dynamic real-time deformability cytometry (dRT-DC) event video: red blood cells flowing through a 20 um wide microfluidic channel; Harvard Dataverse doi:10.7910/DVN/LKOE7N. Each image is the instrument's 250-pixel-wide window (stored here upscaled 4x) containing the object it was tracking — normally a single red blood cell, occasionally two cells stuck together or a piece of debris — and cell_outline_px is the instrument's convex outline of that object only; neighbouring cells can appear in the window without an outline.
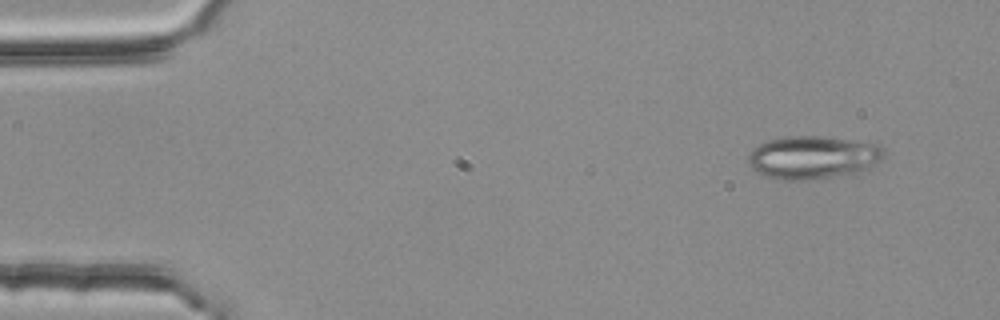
{"species": "common noctule bat (a hibernating species)", "species_latin": "Nyctalus noctula", "temperature_condition": "room temperature", "stored_images_in_passage": 4, "camera_frame_rate_fps": 3000, "um_per_image_px": 0.085, "animal": {"sex": "female", "body_mass_g": 25.1}, "frame": {"image": 1, "passage_image": 1, "time_ms": 0.0, "image_size_px": [1000, 320], "cell_outline_px": [[884, 160], [860, 172], [804, 180], [788, 180], [764, 176], [756, 172], [748, 164], [748, 152], [760, 144], [768, 140], [788, 136], [824, 136], [876, 144], [884, 148]], "centroid_in_image_um": [69.09, 13.37], "position_along_channel_um": 15.9, "area_um2": 34.04}}